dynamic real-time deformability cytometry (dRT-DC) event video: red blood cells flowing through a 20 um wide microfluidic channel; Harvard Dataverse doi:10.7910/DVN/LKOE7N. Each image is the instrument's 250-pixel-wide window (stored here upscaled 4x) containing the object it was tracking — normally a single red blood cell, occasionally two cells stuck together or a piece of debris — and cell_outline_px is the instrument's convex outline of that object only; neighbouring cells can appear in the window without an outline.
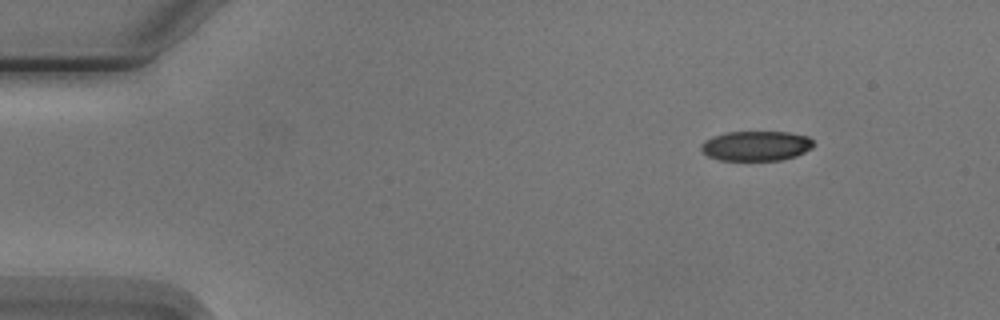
{"species": "Egyptian fruit bat (a non-hibernating species)", "species_latin": "Rousettus aegyptiacus", "temperature_condition": "cold", "stored_images_in_passage": 9, "camera_frame_rate_fps": 3000, "um_per_image_px": 0.085, "animal": {"sex": "male"}, "frame": {"image": 1, "passage_image": 1, "time_ms": 0.0, "image_size_px": [1000, 320], "cell_outline_px": [[812, 148], [796, 156], [780, 160], [720, 160], [708, 156], [700, 148], [700, 144], [704, 140], [712, 136], [728, 132], [788, 132], [808, 136], [812, 140]], "centroid_in_image_um": [64.25, 12.39], "position_along_channel_um": 20.8, "area_um2": 19.54}}
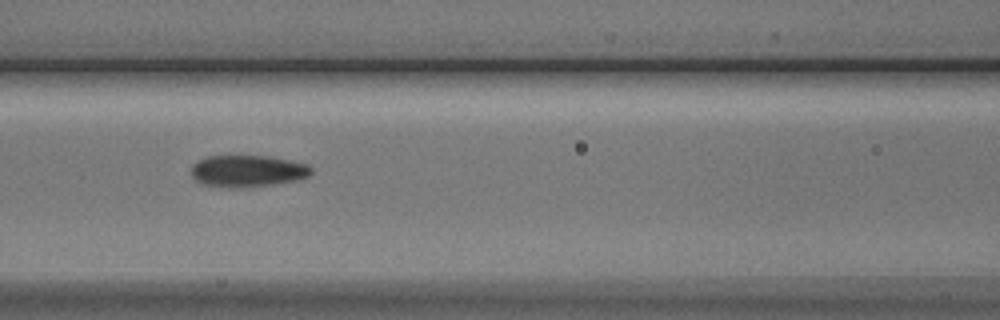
{"frame": {"image": 2, "passage_image": 6, "time_ms": 5.667, "image_size_px": [1000, 320], "cell_outline_px": [[312, 172], [308, 176], [300, 180], [276, 184], [240, 188], [228, 188], [200, 184], [192, 176], [192, 164], [196, 160], [208, 156], [268, 156], [308, 164], [312, 168]], "centroid_in_image_um": [21.03, 14.55], "position_along_channel_um": 145.6, "area_um2": 22.54}}
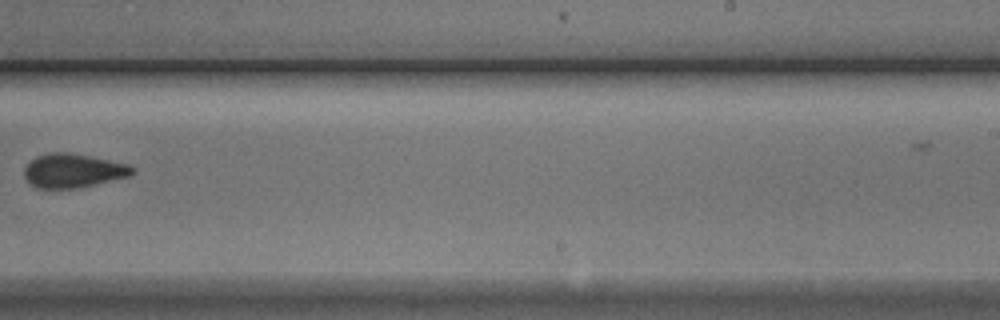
{"frame": {"image": 3, "passage_image": 9, "time_ms": 9.333, "image_size_px": [1000, 320], "cell_outline_px": [[136, 172], [128, 176], [80, 188], [36, 188], [24, 176], [24, 168], [36, 156], [48, 152], [68, 152], [128, 164], [136, 168]], "centroid_in_image_um": [6.22, 14.5], "position_along_channel_um": 282.8, "area_um2": 21.27}}